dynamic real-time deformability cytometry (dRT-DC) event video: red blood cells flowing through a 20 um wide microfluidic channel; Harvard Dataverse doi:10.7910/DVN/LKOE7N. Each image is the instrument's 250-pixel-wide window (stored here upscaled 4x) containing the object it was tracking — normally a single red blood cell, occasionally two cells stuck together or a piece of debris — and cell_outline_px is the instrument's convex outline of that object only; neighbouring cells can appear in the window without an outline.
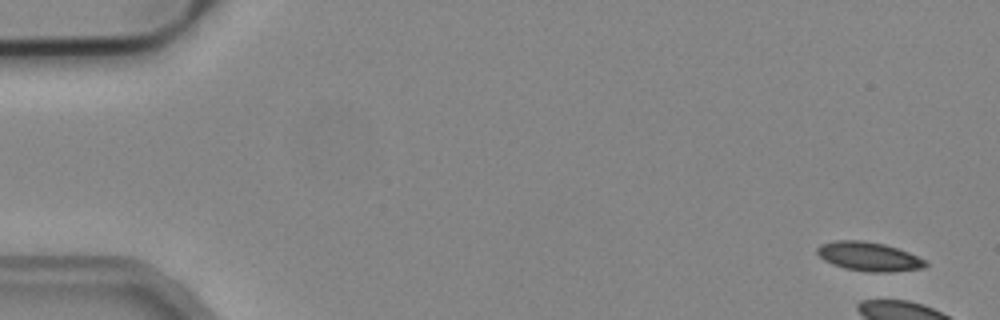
{"species": "common noctule bat (a hibernating species)", "species_latin": "Nyctalus noctula", "temperature_condition": "cold", "stored_images_in_passage": 5, "camera_frame_rate_fps": 3000, "um_per_image_px": 0.085, "animal": {"sex": "male", "body_mass_g": 19.2, "forearm_length_mm": 51.8}, "frame": {"image": 1, "passage_image": 1, "time_ms": 0.0, "image_size_px": [1000, 320], "cell_outline_px": [[928, 264], [924, 268], [888, 272], [872, 272], [844, 268], [832, 264], [824, 260], [816, 252], [816, 248], [820, 244], [836, 240], [860, 240], [884, 244], [908, 252], [924, 260]], "centroid_in_image_um": [73.82, 21.8], "position_along_channel_um": 11.2, "area_um2": 18.15}}